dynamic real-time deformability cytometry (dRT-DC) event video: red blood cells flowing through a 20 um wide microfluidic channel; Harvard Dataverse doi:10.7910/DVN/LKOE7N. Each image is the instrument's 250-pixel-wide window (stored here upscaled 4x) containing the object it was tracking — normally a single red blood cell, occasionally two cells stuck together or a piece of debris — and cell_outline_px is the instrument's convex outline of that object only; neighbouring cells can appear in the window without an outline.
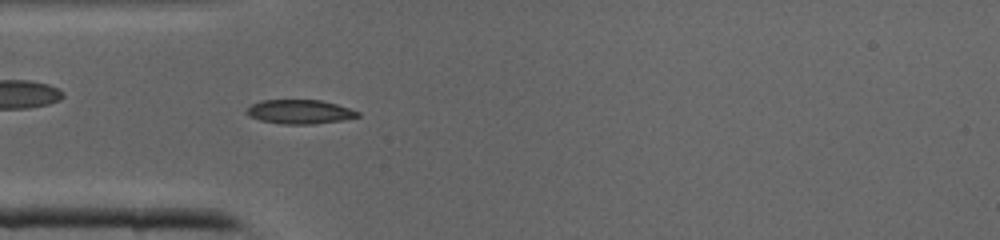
{"species": "common noctule bat (a hibernating species)", "species_latin": "Nyctalus noctula", "temperature_condition": "cold", "stored_images_in_passage": 40, "camera_frame_rate_fps": 3000, "um_per_image_px": 0.085, "animal": {"sex": "male", "body_mass_g": 19.0, "forearm_length_mm": 50.8}, "frame": {"image": 1, "passage_image": 11, "time_ms": 3.333, "image_size_px": [1000, 240], "cell_outline_px": [[360, 116], [344, 120], [312, 124], [284, 124], [260, 120], [248, 116], [244, 112], [252, 104], [260, 100], [320, 100], [336, 104], [360, 112]], "centroid_in_image_um": [25.46, 9.5], "position_along_channel_um": 59.5, "area_um2": 15.61}}
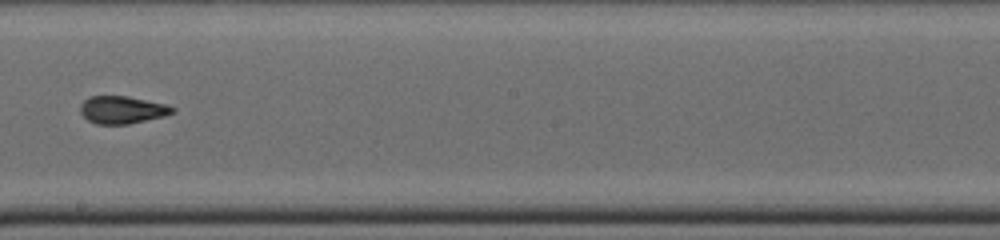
{"frame": {"image": 2, "passage_image": 22, "time_ms": 7.0, "image_size_px": [1000, 240], "cell_outline_px": [[176, 112], [164, 116], [128, 124], [96, 124], [88, 120], [80, 112], [80, 104], [88, 96], [128, 96], [164, 104], [176, 108]], "centroid_in_image_um": [10.37, 9.33], "position_along_channel_um": 237.8, "area_um2": 14.8}}
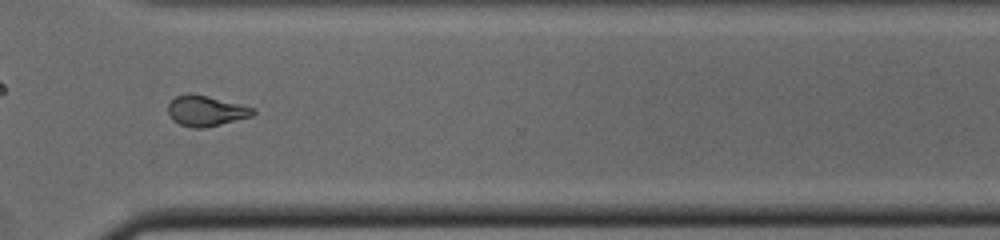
{"frame": {"image": 3, "passage_image": 29, "time_ms": 9.333, "image_size_px": [1000, 240], "cell_outline_px": [[256, 112], [252, 116], [204, 128], [192, 128], [180, 124], [172, 120], [168, 112], [168, 104], [176, 96], [188, 92], [208, 96], [256, 108]], "centroid_in_image_um": [17.5, 9.41], "position_along_channel_um": 353.1, "area_um2": 15.14}}